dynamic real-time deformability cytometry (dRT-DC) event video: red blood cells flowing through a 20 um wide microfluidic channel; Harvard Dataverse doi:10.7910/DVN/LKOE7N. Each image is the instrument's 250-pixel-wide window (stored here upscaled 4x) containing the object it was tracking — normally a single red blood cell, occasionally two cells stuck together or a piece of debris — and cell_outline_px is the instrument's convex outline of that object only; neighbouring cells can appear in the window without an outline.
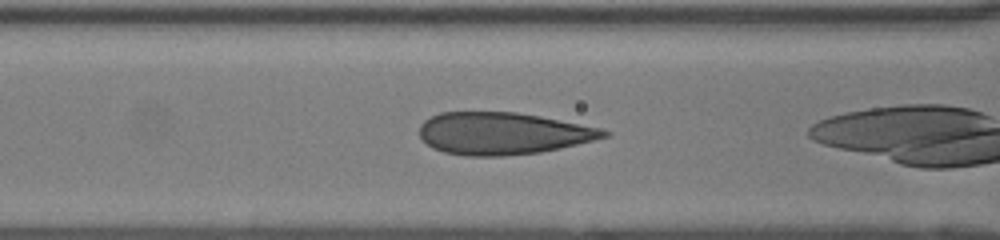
{"species": "human", "species_latin": "Homo sapiens", "temperature_condition": "room temperature", "stored_images_in_passage": 18, "camera_frame_rate_fps": 3000, "um_per_image_px": 0.085, "donor": {"sex": "female"}, "frame": {"image": 1, "passage_image": 13, "time_ms": 4.0, "image_size_px": [1000, 240], "cell_outline_px": [[612, 132], [608, 136], [560, 148], [540, 152], [500, 156], [468, 156], [444, 152], [432, 148], [420, 136], [420, 124], [424, 120], [440, 112], [516, 112], [540, 116], [600, 128]], "centroid_in_image_um": [42.71, 11.34], "position_along_channel_um": 123.9, "area_um2": 45.03}}
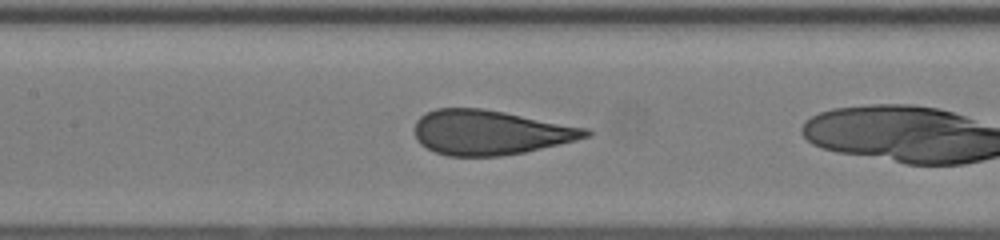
{"frame": {"image": 2, "passage_image": 16, "time_ms": 5.0, "image_size_px": [1000, 240], "cell_outline_px": [[592, 136], [560, 144], [524, 152], [500, 156], [448, 156], [436, 152], [420, 144], [416, 140], [416, 120], [420, 116], [436, 108], [484, 108], [588, 128], [592, 132]], "centroid_in_image_um": [41.68, 11.25], "position_along_channel_um": 165.7, "area_um2": 44.51}}